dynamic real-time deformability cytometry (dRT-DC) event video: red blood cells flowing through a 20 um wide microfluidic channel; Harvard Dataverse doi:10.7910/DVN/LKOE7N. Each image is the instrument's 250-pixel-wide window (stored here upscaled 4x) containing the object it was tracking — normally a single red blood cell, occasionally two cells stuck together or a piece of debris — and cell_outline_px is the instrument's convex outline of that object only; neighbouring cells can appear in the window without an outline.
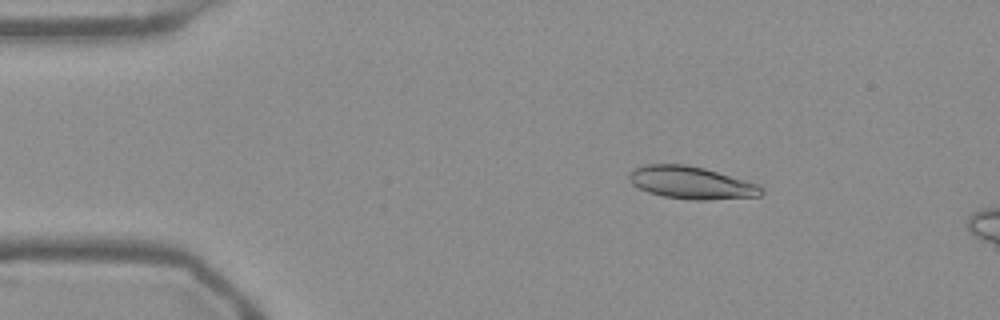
{"species": "Egyptian fruit bat (a non-hibernating species)", "species_latin": "Rousettus aegyptiacus", "temperature_condition": "warm", "stored_images_in_passage": 13, "camera_frame_rate_fps": 3000, "um_per_image_px": 0.085, "frame": {"image": 1, "passage_image": 8, "time_ms": 2.333, "image_size_px": [1000, 320], "cell_outline_px": [[764, 192], [760, 196], [704, 200], [692, 200], [664, 196], [648, 192], [632, 184], [628, 176], [628, 172], [644, 164], [684, 164], [704, 168], [760, 184], [764, 188]], "centroid_in_image_um": [58.78, 15.53], "position_along_channel_um": 26.2, "area_um2": 25.09}}